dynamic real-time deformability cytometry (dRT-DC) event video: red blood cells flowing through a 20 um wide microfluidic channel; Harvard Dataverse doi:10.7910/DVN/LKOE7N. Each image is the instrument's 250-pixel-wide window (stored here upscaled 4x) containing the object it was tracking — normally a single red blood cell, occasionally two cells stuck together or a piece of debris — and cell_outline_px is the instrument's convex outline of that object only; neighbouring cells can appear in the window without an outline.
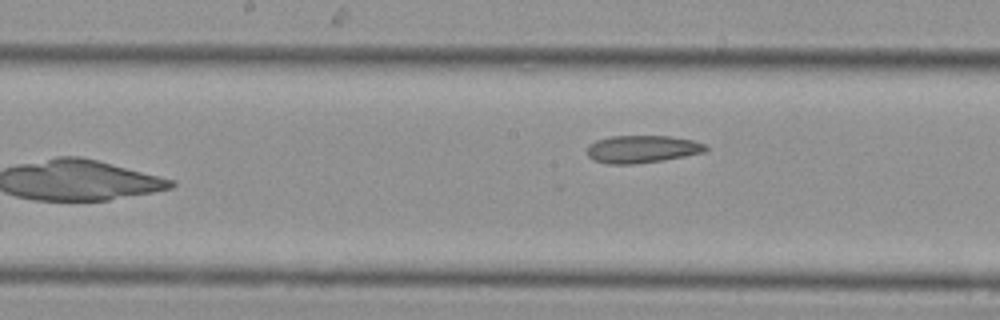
{"species": "Egyptian fruit bat (a non-hibernating species)", "species_latin": "Rousettus aegyptiacus", "temperature_condition": "cold", "stored_images_in_passage": 14, "camera_frame_rate_fps": 3000, "um_per_image_px": 0.085, "animal": {"sex": "female"}, "frame": {"image": 1, "passage_image": 14, "time_ms": 4.333, "image_size_px": [1000, 320], "cell_outline_px": [[708, 148], [704, 152], [684, 156], [636, 164], [608, 164], [592, 160], [588, 156], [588, 144], [596, 140], [612, 136], [668, 136], [692, 140], [704, 144]], "centroid_in_image_um": [54.53, 12.67], "position_along_channel_um": 193.7, "area_um2": 18.9}}